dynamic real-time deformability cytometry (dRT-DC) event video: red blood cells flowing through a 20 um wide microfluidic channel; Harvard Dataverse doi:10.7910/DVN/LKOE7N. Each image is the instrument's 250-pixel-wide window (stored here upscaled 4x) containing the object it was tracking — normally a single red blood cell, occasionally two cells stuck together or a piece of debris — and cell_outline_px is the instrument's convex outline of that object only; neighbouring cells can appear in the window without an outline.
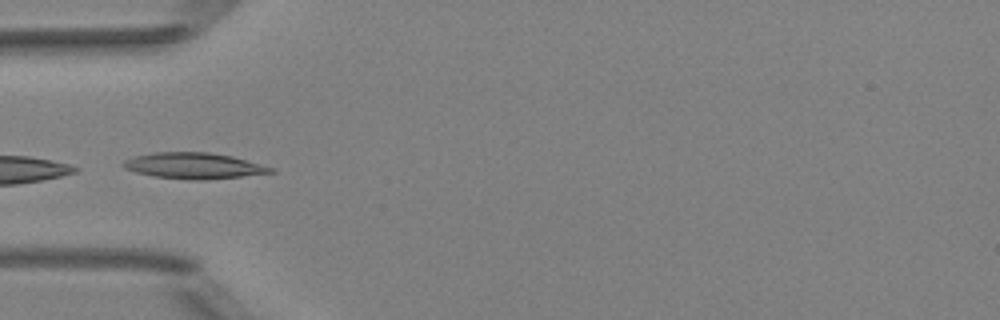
{"species": "Egyptian fruit bat (a non-hibernating species)", "species_latin": "Rousettus aegyptiacus", "temperature_condition": "room temperature", "stored_images_in_passage": 34, "camera_frame_rate_fps": 3000, "um_per_image_px": 0.085, "animal": {"sex": "female"}, "frame": {"image": 1, "passage_image": 1, "time_ms": 0.0, "image_size_px": [1000, 320], "cell_outline_px": [[276, 172], [208, 180], [192, 180], [152, 176], [136, 172], [124, 168], [120, 164], [124, 160], [132, 156], [156, 152], [208, 152], [232, 156], [272, 168]], "centroid_in_image_um": [16.41, 14.09], "position_along_channel_um": 68.6, "area_um2": 22.31}, "authors_computed_cell_mechanics": {"area_um2": 23.12, "velocity_mm_per_s": 3.9772, "shape_relaxation_time_tau1_ms": 5.0148, "shape_relaxation_time_tau2_ms": 2.0185, "deformation_change_tau1": 0.1329, "deformation_change_tau2": 0.0617}}